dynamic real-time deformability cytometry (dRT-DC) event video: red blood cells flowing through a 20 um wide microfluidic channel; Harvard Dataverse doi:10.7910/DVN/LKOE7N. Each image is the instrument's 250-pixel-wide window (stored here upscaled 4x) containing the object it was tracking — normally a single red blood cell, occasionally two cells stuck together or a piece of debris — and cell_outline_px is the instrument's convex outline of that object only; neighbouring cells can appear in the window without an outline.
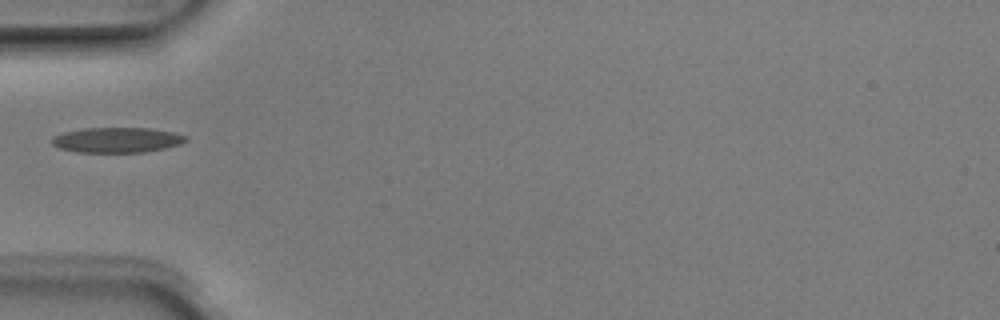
{"species": "Egyptian fruit bat (a non-hibernating species)", "species_latin": "Rousettus aegyptiacus", "temperature_condition": "room temperature", "stored_images_in_passage": 1, "camera_frame_rate_fps": 3000, "um_per_image_px": 0.085, "animal": {"sex": "male"}, "frame": {"image": 1, "passage_image": 1, "time_ms": 0.0, "image_size_px": [1000, 320], "cell_outline_px": [[188, 140], [180, 144], [164, 148], [144, 152], [76, 152], [60, 148], [52, 144], [52, 136], [64, 132], [84, 128], [152, 128], [172, 132], [188, 136]], "centroid_in_image_um": [9.95, 11.89], "position_along_channel_um": 75.1, "area_um2": 19.65}}